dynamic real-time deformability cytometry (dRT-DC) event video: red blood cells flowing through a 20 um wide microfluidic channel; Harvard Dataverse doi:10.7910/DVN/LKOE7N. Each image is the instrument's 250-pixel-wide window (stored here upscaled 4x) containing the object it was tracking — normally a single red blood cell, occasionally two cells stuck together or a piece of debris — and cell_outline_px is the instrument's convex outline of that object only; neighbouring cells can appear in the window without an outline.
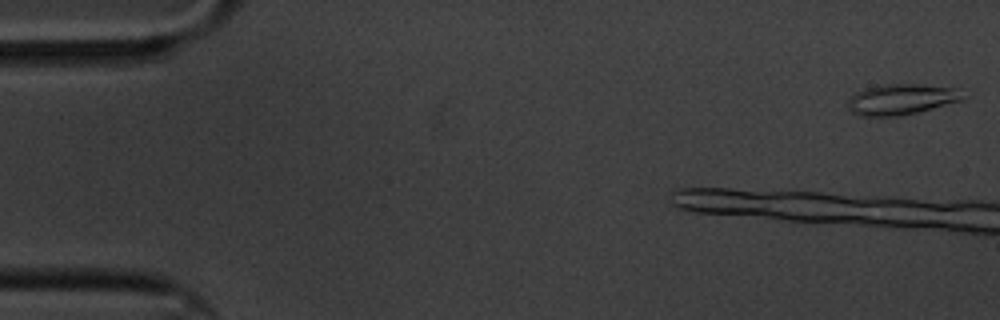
{"species": "common noctule bat (a hibernating species)", "species_latin": "Nyctalus noctula", "temperature_condition": "cold", "stored_images_in_passage": 12, "camera_frame_rate_fps": 3000, "um_per_image_px": 0.085, "animal": {"sex": "male", "body_mass_g": 20.1, "forearm_length_mm": 53.5}, "frame": {"image": 1, "passage_image": 1, "time_ms": 0.0, "image_size_px": [1000, 320], "cell_outline_px": [[964, 96], [960, 100], [916, 112], [896, 116], [860, 116], [852, 112], [844, 104], [852, 96], [864, 88], [888, 84], [916, 84], [956, 88]], "centroid_in_image_um": [76.53, 8.44], "position_along_channel_um": 8.5, "area_um2": 20.17}}